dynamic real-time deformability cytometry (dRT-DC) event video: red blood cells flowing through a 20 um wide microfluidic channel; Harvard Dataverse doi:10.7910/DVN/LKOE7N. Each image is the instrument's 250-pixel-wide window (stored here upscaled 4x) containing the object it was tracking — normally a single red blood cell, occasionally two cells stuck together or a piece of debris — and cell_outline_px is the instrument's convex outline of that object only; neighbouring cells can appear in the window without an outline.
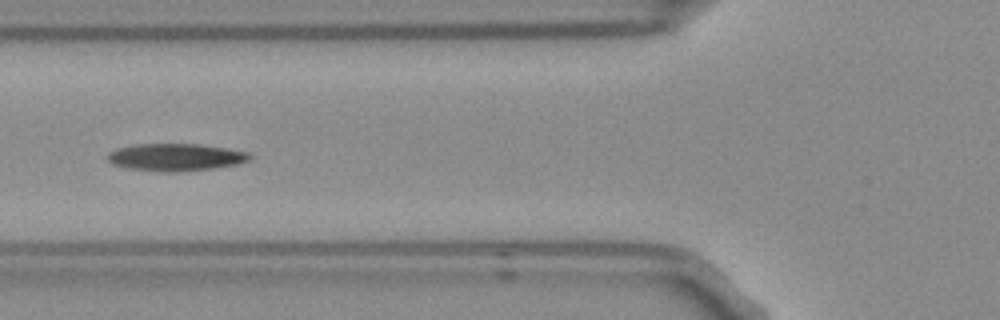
{"species": "Egyptian fruit bat (a non-hibernating species)", "species_latin": "Rousettus aegyptiacus", "temperature_condition": "room temperature", "stored_images_in_passage": 7, "camera_frame_rate_fps": 3000, "um_per_image_px": 0.085, "frame": {"image": 1, "passage_image": 4, "time_ms": 1.0, "image_size_px": [1000, 320], "cell_outline_px": [[252, 156], [248, 160], [236, 164], [212, 168], [176, 172], [160, 172], [128, 168], [112, 164], [108, 160], [108, 152], [116, 148], [136, 144], [200, 144], [228, 148], [248, 152]], "centroid_in_image_um": [14.91, 13.36], "position_along_channel_um": 110.9, "area_um2": 22.66}}